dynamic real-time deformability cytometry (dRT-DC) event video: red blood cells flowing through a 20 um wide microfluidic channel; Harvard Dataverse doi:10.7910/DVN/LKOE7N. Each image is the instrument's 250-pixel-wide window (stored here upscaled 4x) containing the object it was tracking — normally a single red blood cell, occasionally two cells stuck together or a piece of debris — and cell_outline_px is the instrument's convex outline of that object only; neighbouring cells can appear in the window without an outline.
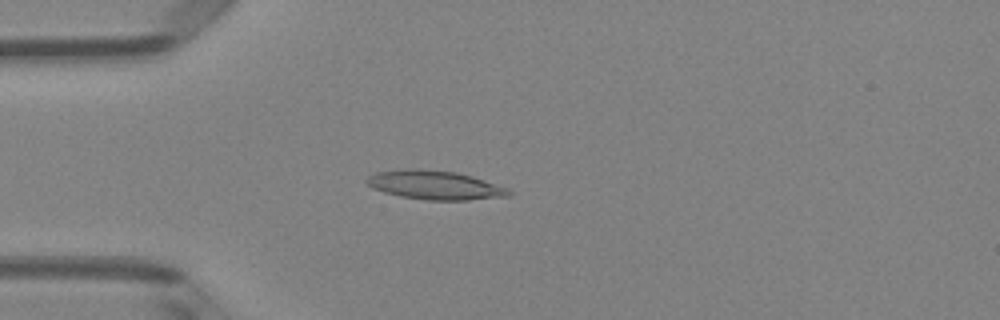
{"species": "Egyptian fruit bat (a non-hibernating species)", "species_latin": "Rousettus aegyptiacus", "temperature_condition": "room temperature", "stored_images_in_passage": 51, "camera_frame_rate_fps": 3000, "um_per_image_px": 0.085, "animal": {"sex": "female"}, "frame": {"image": 1, "passage_image": 14, "time_ms": 4.333, "image_size_px": [1000, 320], "cell_outline_px": [[512, 196], [468, 200], [424, 200], [400, 196], [384, 192], [372, 188], [364, 180], [368, 176], [376, 172], [408, 168], [420, 168], [456, 172], [472, 176], [508, 188], [512, 192]], "centroid_in_image_um": [36.96, 15.73], "position_along_channel_um": 48.0, "area_um2": 24.16}}
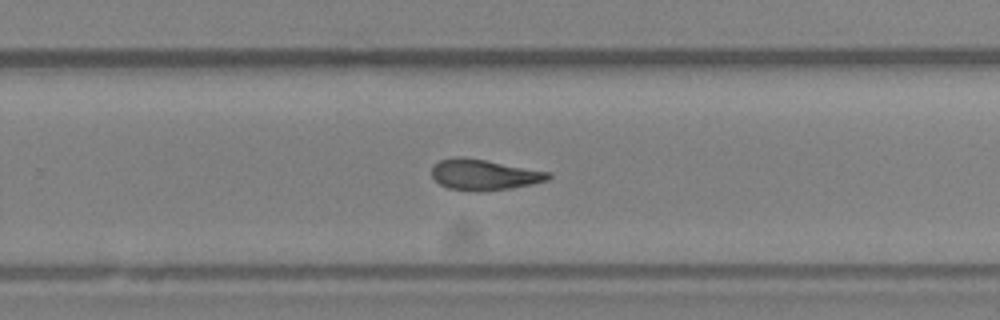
{"frame": {"image": 2, "passage_image": 33, "time_ms": 10.667, "image_size_px": [1000, 320], "cell_outline_px": [[552, 176], [548, 180], [532, 184], [512, 188], [448, 188], [440, 184], [432, 176], [432, 168], [440, 160], [460, 156], [484, 160], [552, 172]], "centroid_in_image_um": [41.2, 14.8], "position_along_channel_um": 288.6, "area_um2": 19.88}}
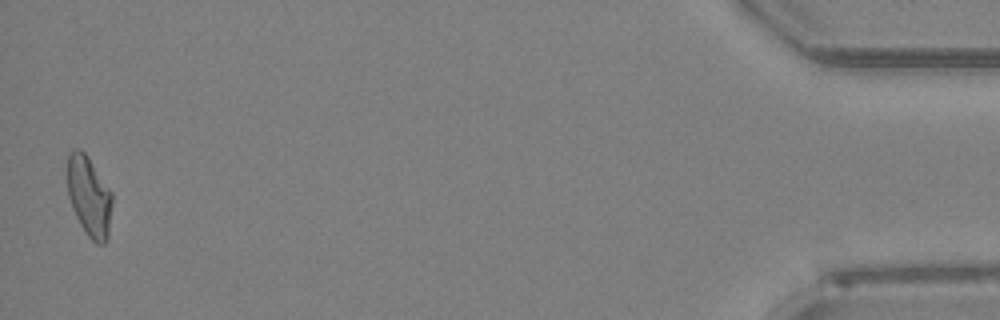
{"frame": {"image": 3, "passage_image": 50, "time_ms": 16.333, "image_size_px": [1000, 320], "cell_outline_px": [[112, 204], [108, 236], [104, 244], [96, 244], [88, 236], [80, 224], [72, 208], [68, 196], [68, 156], [72, 148], [80, 148], [84, 152], [112, 192]], "centroid_in_image_um": [7.58, 16.7], "position_along_channel_um": 427.6, "area_um2": 20.81}, "authors_computed_cell_mechanics": {"area_um2": 21.4438, "velocity_mm_per_s": 4.0347, "shape_relaxation_time_tau1_ms": null, "shape_relaxation_time_tau2_ms": 5.133, "deformation_change_tau1": null, "deformation_change_tau2": 0.1504}}